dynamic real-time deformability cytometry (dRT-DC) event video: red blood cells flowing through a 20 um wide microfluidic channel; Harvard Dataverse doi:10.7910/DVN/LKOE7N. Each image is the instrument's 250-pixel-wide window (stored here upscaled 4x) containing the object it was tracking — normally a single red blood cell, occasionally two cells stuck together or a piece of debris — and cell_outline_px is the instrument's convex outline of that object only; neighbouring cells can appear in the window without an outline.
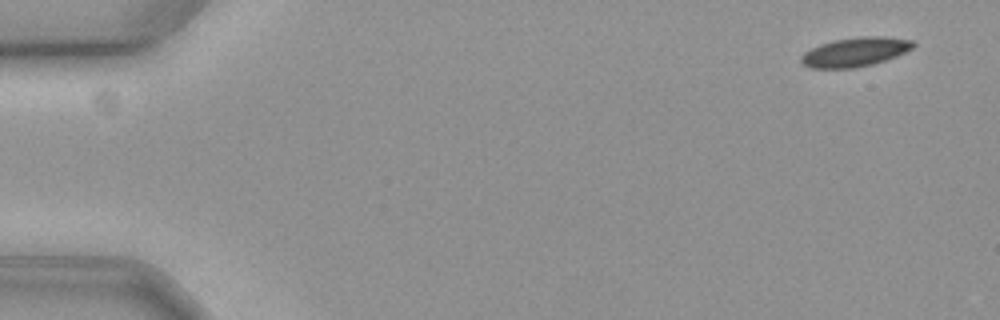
{"species": "common noctule bat (a hibernating species)", "species_latin": "Nyctalus noctula", "temperature_condition": "cold", "stored_images_in_passage": 56, "camera_frame_rate_fps": 3000, "um_per_image_px": 0.085, "animal": {"sex": "female", "body_mass_g": 19.3, "forearm_length_mm": 54.1}, "frame": {"image": 1, "passage_image": 1, "time_ms": 0.0, "image_size_px": [1000, 320], "cell_outline_px": [[916, 44], [912, 48], [896, 56], [872, 64], [852, 68], [812, 68], [804, 64], [800, 60], [800, 56], [804, 52], [820, 44], [832, 40], [860, 36], [884, 36], [912, 40]], "centroid_in_image_um": [72.67, 4.4], "position_along_channel_um": 12.3, "area_um2": 18.96}}
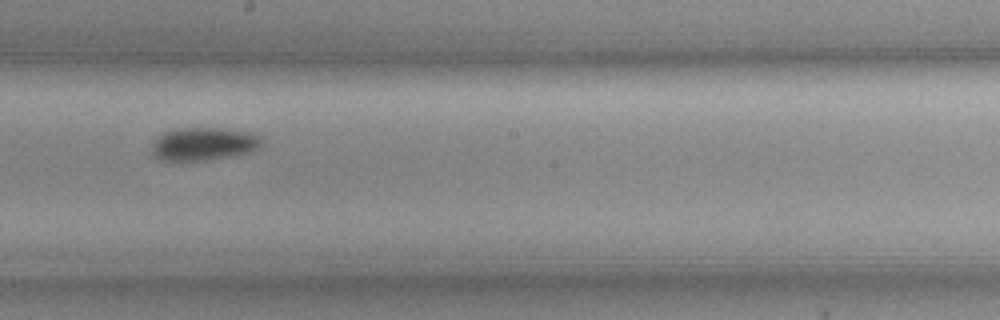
{"frame": {"image": 2, "passage_image": 31, "time_ms": 10.0, "image_size_px": [1000, 320], "cell_outline_px": [[260, 144], [252, 152], [204, 160], [160, 160], [152, 156], [152, 148], [156, 140], [164, 132], [180, 128], [220, 128], [248, 132], [256, 136], [260, 140]], "centroid_in_image_um": [17.26, 12.24], "position_along_channel_um": 230.9, "area_um2": 20.58}}
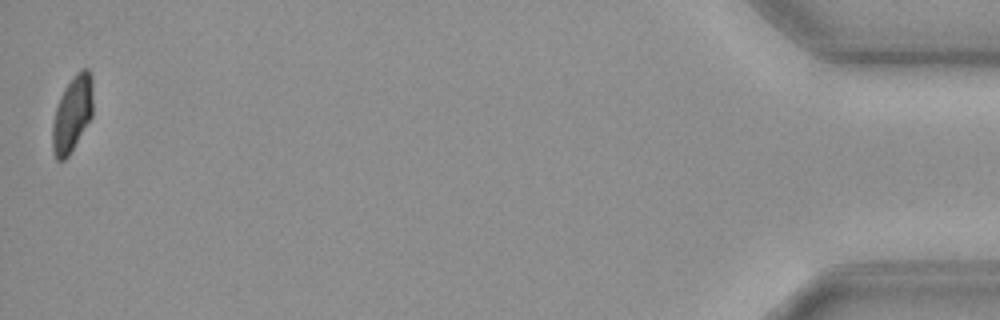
{"frame": {"image": 3, "passage_image": 56, "time_ms": 18.333, "image_size_px": [1000, 320], "cell_outline_px": [[92, 116], [68, 156], [64, 160], [56, 160], [52, 148], [52, 124], [56, 108], [60, 96], [64, 88], [76, 72], [80, 68], [88, 68], [92, 76]], "centroid_in_image_um": [6.14, 9.65], "position_along_channel_um": 429.1, "area_um2": 17.92}, "authors_computed_cell_mechanics": {"area_um2": 19.5942, "velocity_mm_per_s": 3.5522, "shape_relaxation_time_tau1_ms": 5.6524, "shape_relaxation_time_tau2_ms": null, "deformation_change_tau1": 0.1127, "deformation_change_tau2": null}}